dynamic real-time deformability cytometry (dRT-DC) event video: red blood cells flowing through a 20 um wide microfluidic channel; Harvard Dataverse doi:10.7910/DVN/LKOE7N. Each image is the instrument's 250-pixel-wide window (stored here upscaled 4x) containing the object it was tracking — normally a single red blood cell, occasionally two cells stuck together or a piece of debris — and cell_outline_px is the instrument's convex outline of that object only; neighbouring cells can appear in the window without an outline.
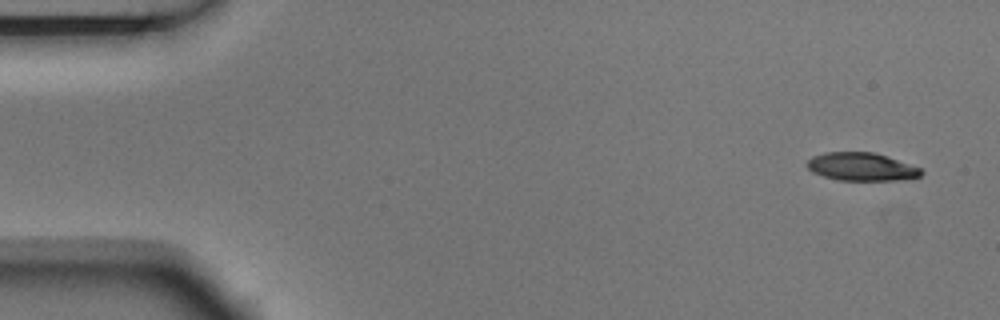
{"species": "Egyptian fruit bat (a non-hibernating species)", "species_latin": "Rousettus aegyptiacus", "temperature_condition": "room temperature", "stored_images_in_passage": 2, "camera_frame_rate_fps": 3000, "um_per_image_px": 0.085, "animal": {"sex": "male"}, "frame": {"image": 1, "passage_image": 1, "time_ms": 0.0, "image_size_px": [1000, 320], "cell_outline_px": [[924, 172], [920, 176], [900, 180], [840, 180], [824, 176], [812, 172], [808, 168], [808, 160], [812, 156], [824, 152], [876, 152], [888, 156], [920, 168]], "centroid_in_image_um": [73.23, 14.16], "position_along_channel_um": 11.8, "area_um2": 18.61}}